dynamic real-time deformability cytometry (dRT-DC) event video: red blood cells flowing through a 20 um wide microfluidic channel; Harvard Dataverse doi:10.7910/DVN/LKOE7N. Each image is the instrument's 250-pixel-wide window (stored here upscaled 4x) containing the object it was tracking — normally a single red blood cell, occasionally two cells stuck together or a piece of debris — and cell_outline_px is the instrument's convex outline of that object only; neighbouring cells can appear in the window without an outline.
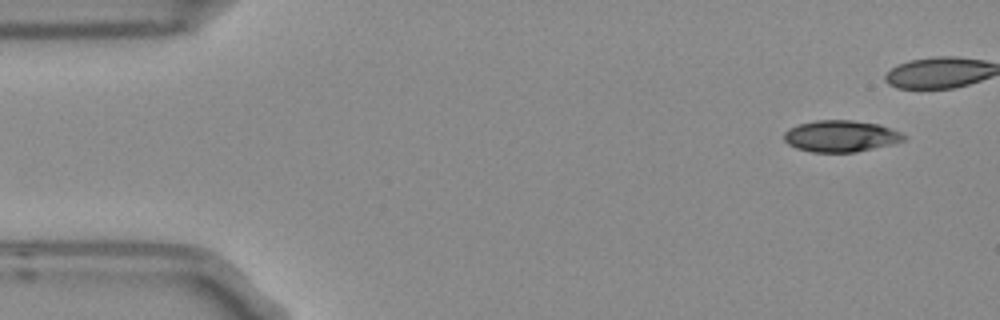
{"species": "Egyptian fruit bat (a non-hibernating species)", "species_latin": "Rousettus aegyptiacus", "temperature_condition": "room temperature", "stored_images_in_passage": 7, "camera_frame_rate_fps": 3000, "um_per_image_px": 0.085, "frame": {"image": 1, "passage_image": 1, "time_ms": 0.0, "image_size_px": [1000, 320], "cell_outline_px": [[908, 136], [904, 140], [892, 144], [856, 152], [812, 152], [796, 148], [788, 144], [784, 140], [784, 132], [788, 128], [800, 124], [816, 120], [852, 120], [880, 124], [892, 128]], "centroid_in_image_um": [71.48, 11.57], "position_along_channel_um": 13.5, "area_um2": 22.14}}
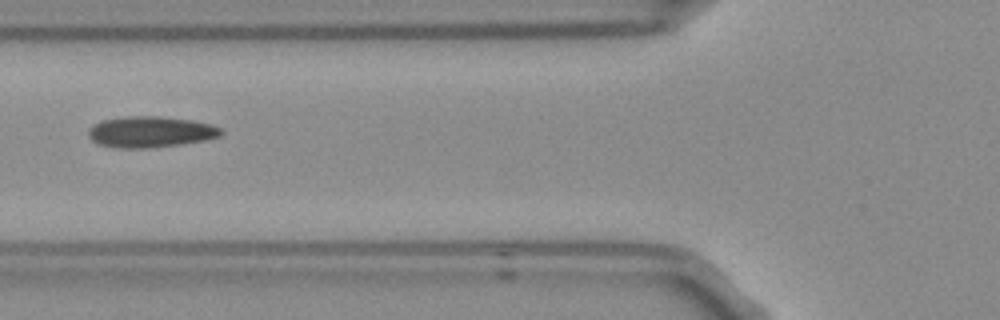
{"frame": {"image": 2, "passage_image": 7, "time_ms": 2.0, "image_size_px": [1000, 320], "cell_outline_px": [[224, 132], [220, 136], [204, 140], [148, 148], [120, 148], [100, 144], [92, 140], [88, 136], [88, 132], [96, 124], [104, 120], [128, 116], [160, 116], [192, 120], [212, 124], [220, 128]], "centroid_in_image_um": [12.83, 11.2], "position_along_channel_um": 113.0, "area_um2": 23.64}}